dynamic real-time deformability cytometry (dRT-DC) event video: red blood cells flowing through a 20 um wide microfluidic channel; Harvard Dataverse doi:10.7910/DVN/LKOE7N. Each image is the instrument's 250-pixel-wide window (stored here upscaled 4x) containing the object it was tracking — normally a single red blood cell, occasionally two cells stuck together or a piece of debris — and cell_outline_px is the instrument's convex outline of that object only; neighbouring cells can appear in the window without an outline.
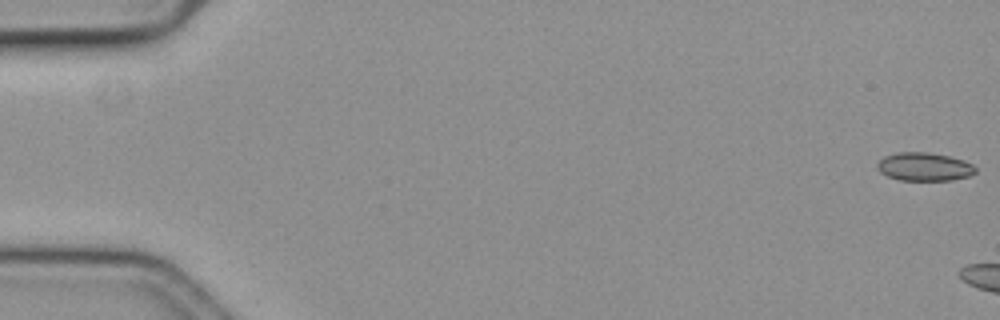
{"species": "common noctule bat (a hibernating species)", "species_latin": "Nyctalus noctula", "temperature_condition": "cold", "stored_images_in_passage": 7, "camera_frame_rate_fps": 3000, "um_per_image_px": 0.085, "animal": {"sex": "female", "body_mass_g": 19.3, "forearm_length_mm": 54.1}, "frame": {"image": 1, "passage_image": 1, "time_ms": 0.0, "image_size_px": [1000, 320], "cell_outline_px": [[976, 172], [968, 176], [952, 180], [900, 180], [888, 176], [880, 172], [876, 168], [876, 164], [884, 156], [896, 152], [928, 152], [948, 156], [972, 164], [976, 168]], "centroid_in_image_um": [78.52, 14.17], "position_along_channel_um": 6.5, "area_um2": 16.13}}